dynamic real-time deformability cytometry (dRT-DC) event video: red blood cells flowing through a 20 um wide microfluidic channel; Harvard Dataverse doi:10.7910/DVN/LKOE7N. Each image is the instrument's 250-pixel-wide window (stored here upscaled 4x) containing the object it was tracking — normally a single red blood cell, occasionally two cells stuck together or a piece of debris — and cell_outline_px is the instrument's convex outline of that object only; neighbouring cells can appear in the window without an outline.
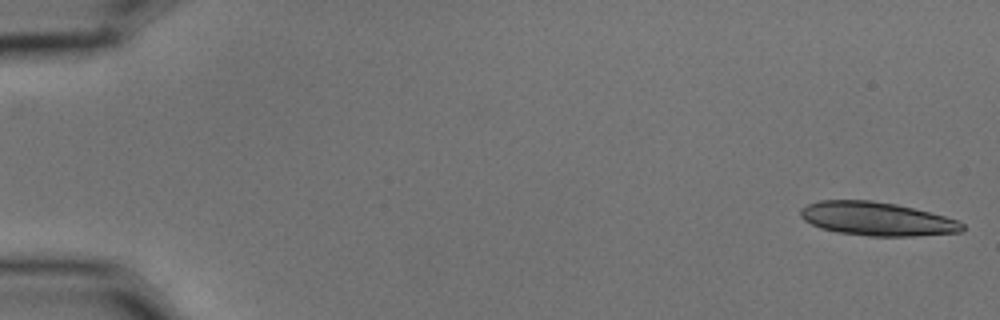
{"species": "common noctule bat (a hibernating species)", "species_latin": "Nyctalus noctula", "temperature_condition": "cold", "stored_images_in_passage": 10, "camera_frame_rate_fps": 3000, "um_per_image_px": 0.085, "animal": {"sex": "male", "body_mass_g": 15.6}, "frame": {"image": 1, "passage_image": 1, "time_ms": 0.0, "image_size_px": [1000, 320], "cell_outline_px": [[964, 228], [960, 232], [912, 236], [868, 236], [836, 232], [820, 228], [804, 220], [800, 216], [800, 208], [808, 204], [820, 200], [872, 200], [896, 204], [944, 216], [956, 220], [964, 224]], "centroid_in_image_um": [74.49, 18.6], "position_along_channel_um": 10.5, "area_um2": 31.56}}
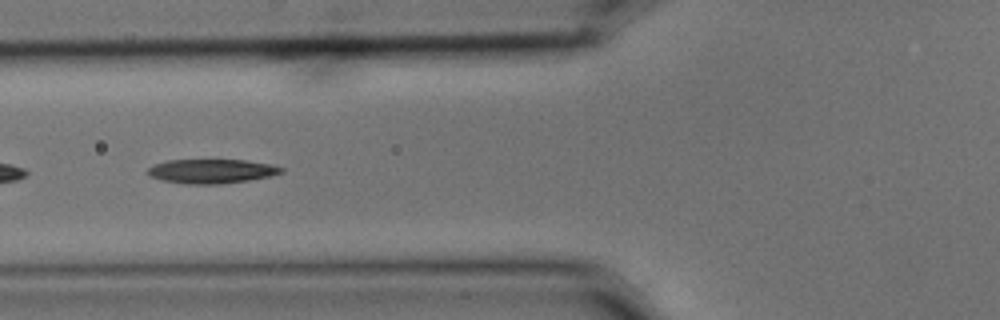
{"frame": {"image": 2, "passage_image": 6, "time_ms": 1.667, "image_size_px": [1000, 320], "cell_outline_px": [[284, 172], [268, 176], [248, 180], [220, 184], [184, 184], [160, 180], [148, 176], [148, 168], [152, 164], [168, 160], [244, 160], [272, 164], [284, 168]], "centroid_in_image_um": [17.94, 14.55], "position_along_channel_um": 107.9, "area_um2": 18.96}}
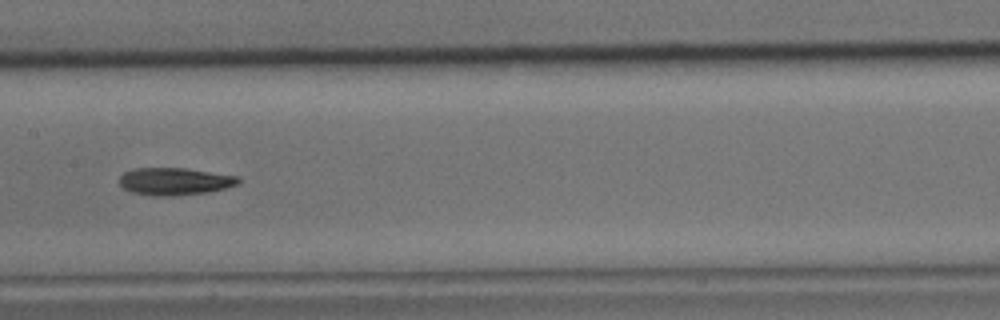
{"frame": {"image": 3, "passage_image": 8, "time_ms": 2.333, "image_size_px": [1000, 320], "cell_outline_px": [[240, 180], [236, 184], [224, 188], [208, 192], [172, 196], [152, 196], [132, 192], [124, 188], [120, 184], [120, 176], [124, 172], [132, 168], [184, 168], [240, 176]], "centroid_in_image_um": [14.83, 15.41], "position_along_channel_um": 192.6, "area_um2": 18.96}}